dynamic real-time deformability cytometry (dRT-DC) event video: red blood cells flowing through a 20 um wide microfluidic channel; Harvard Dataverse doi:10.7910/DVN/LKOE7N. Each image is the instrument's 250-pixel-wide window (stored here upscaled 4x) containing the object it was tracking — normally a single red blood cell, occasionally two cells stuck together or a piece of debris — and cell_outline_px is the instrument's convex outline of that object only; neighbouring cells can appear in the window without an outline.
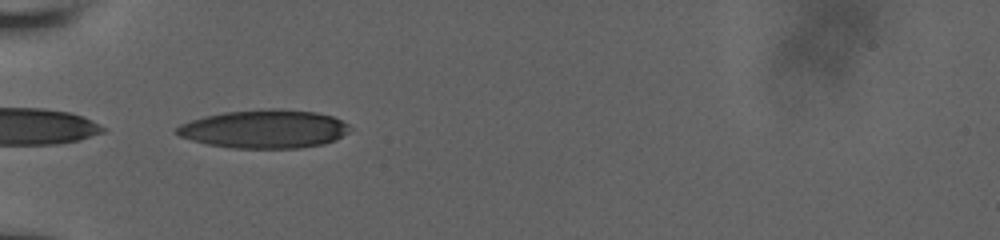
{"species": "human", "species_latin": "Homo sapiens", "temperature_condition": "room temperature", "stored_images_in_passage": 39, "camera_frame_rate_fps": 3000, "um_per_image_px": 0.085, "donor": {"sex": "male"}, "frame": {"image": 1, "passage_image": 2, "time_ms": 0.333, "image_size_px": [1000, 240], "cell_outline_px": [[352, 128], [348, 132], [336, 140], [324, 144], [300, 148], [232, 148], [208, 144], [192, 140], [180, 136], [176, 132], [176, 128], [180, 124], [204, 116], [224, 112], [272, 108], [280, 108], [316, 112], [332, 116], [348, 124]], "centroid_in_image_um": [22.5, 10.96], "position_along_channel_um": 62.5, "area_um2": 38.84}}
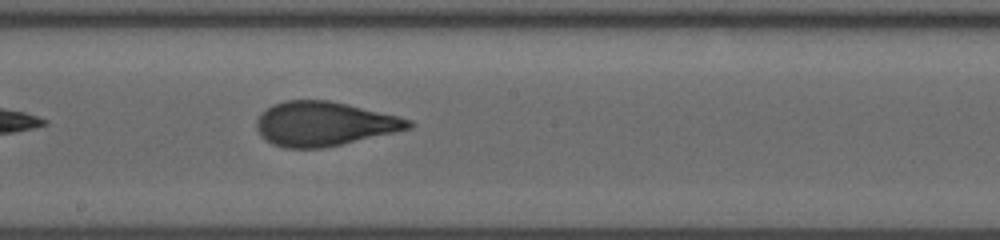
{"frame": {"image": 2, "passage_image": 16, "time_ms": 4.667, "image_size_px": [1000, 240], "cell_outline_px": [[416, 124], [412, 128], [396, 132], [324, 148], [284, 148], [272, 144], [264, 140], [260, 136], [256, 128], [256, 120], [260, 112], [272, 104], [284, 100], [328, 100], [348, 104], [412, 120]], "centroid_in_image_um": [27.51, 10.53], "position_along_channel_um": 220.7, "area_um2": 39.54}}
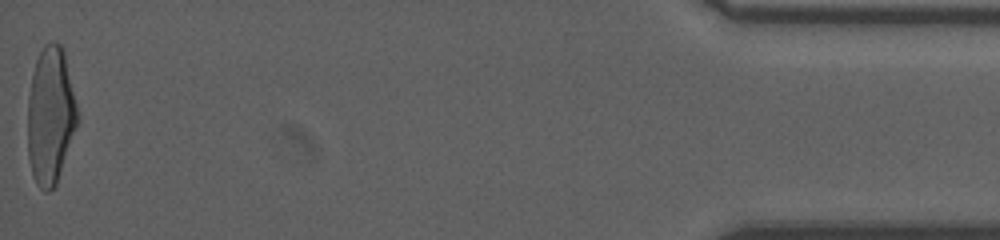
{"frame": {"image": 3, "passage_image": 39, "time_ms": 12.333, "image_size_px": [1000, 240], "cell_outline_px": [[80, 120], [56, 184], [48, 192], [44, 192], [36, 184], [32, 172], [28, 156], [28, 96], [32, 76], [36, 60], [44, 44], [52, 40], [60, 44], [64, 52], [80, 116]], "centroid_in_image_um": [4.31, 9.83], "position_along_channel_um": 430.9, "area_um2": 40.11}, "authors_computed_cell_mechanics": {"area_um2": 39.0728, "velocity_mm_per_s": 3.8524, "shape_relaxation_time_tau1_ms": 4.8925, "shape_relaxation_time_tau2_ms": 1.0, "deformation_change_tau1": 0.1835, "deformation_change_tau2": 0.0772}}